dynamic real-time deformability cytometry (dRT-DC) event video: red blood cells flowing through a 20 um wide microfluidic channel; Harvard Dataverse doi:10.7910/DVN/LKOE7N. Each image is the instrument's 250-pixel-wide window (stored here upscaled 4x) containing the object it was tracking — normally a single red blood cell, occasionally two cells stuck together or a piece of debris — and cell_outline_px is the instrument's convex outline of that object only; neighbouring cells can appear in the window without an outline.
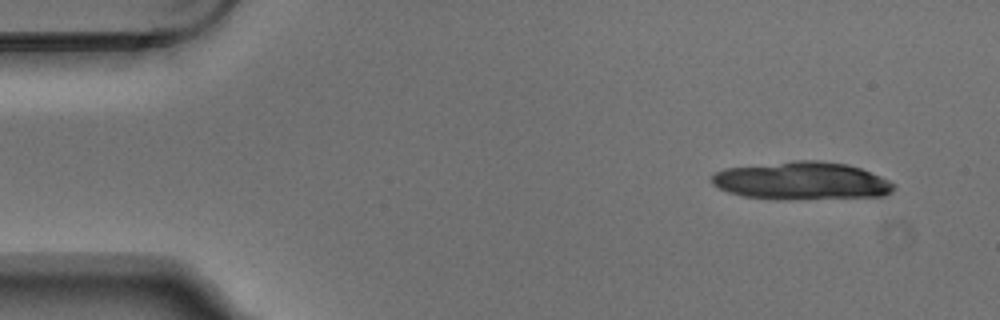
{"species": "Egyptian fruit bat (a non-hibernating species)", "species_latin": "Rousettus aegyptiacus", "temperature_condition": "warm", "stored_images_in_passage": 5, "segment_of_instrument_passage": [1, 2], "camera_frame_rate_fps": 3000, "um_per_image_px": 0.085, "animal": {"sex": "male"}, "frame": {"image": 1, "passage_image": 1, "time_ms": 0.0, "image_size_px": [1000, 320], "cell_outline_px": [[896, 188], [892, 192], [884, 196], [744, 196], [728, 192], [712, 184], [712, 176], [716, 172], [724, 168], [796, 160], [816, 160], [848, 164], [860, 168], [880, 176], [896, 184]], "centroid_in_image_um": [68.16, 15.3], "position_along_channel_um": 16.8, "area_um2": 38.32}}